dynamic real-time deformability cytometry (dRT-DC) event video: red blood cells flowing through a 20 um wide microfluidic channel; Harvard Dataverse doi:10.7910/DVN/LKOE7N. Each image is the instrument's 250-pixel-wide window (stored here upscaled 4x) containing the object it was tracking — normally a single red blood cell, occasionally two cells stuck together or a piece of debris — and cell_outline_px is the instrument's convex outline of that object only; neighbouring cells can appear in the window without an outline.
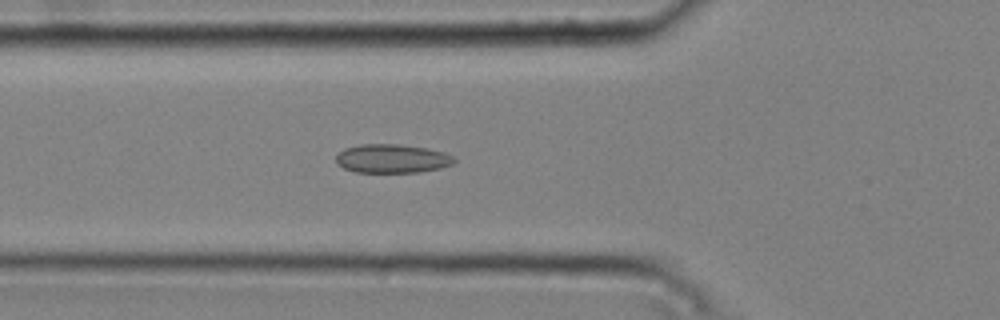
{"species": "common noctule bat (a hibernating species)", "species_latin": "Nyctalus noctula", "temperature_condition": "cold", "stored_images_in_passage": 47, "camera_frame_rate_fps": 3000, "um_per_image_px": 0.085, "animal": {"sex": "male", "body_mass_g": 20.4}, "frame": {"image": 1, "passage_image": 15, "time_ms": 4.667, "image_size_px": [1000, 320], "cell_outline_px": [[456, 160], [452, 164], [440, 168], [420, 172], [356, 172], [344, 168], [336, 164], [336, 156], [344, 148], [360, 144], [400, 144], [428, 148], [444, 152], [452, 156]], "centroid_in_image_um": [33.32, 13.47], "position_along_channel_um": 92.5, "area_um2": 19.88}}
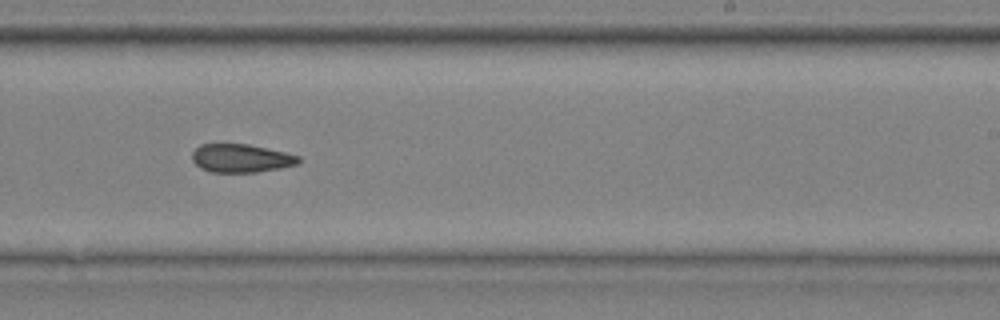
{"frame": {"image": 2, "passage_image": 29, "time_ms": 9.333, "image_size_px": [1000, 320], "cell_outline_px": [[300, 164], [280, 168], [256, 172], [212, 172], [200, 168], [192, 160], [192, 152], [200, 144], [248, 144], [284, 152], [300, 156]], "centroid_in_image_um": [20.49, 13.45], "position_along_channel_um": 268.5, "area_um2": 17.57}}
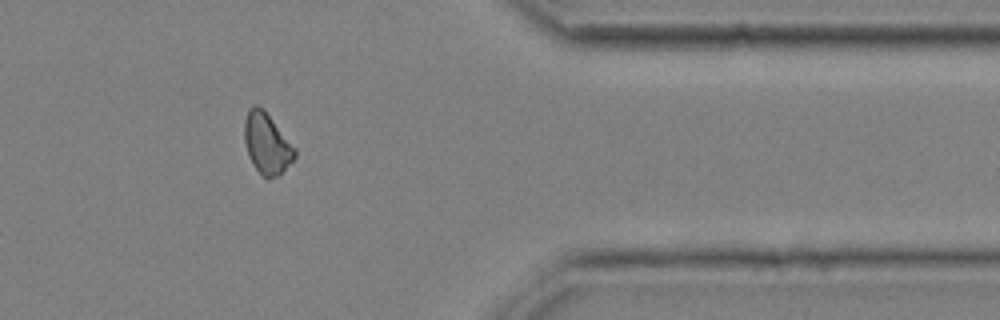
{"frame": {"image": 3, "passage_image": 40, "time_ms": 13.0, "image_size_px": [1000, 320], "cell_outline_px": [[296, 156], [276, 176], [268, 180], [252, 164], [248, 156], [244, 140], [244, 120], [248, 108], [256, 104], [264, 108], [296, 148]], "centroid_in_image_um": [22.66, 12.14], "position_along_channel_um": 388.7, "area_um2": 17.92}, "authors_computed_cell_mechanics": {"area_um2": 18.4382, "velocity_mm_per_s": 3.7717, "shape_relaxation_time_tau1_ms": null, "shape_relaxation_time_tau2_ms": 4.277, "deformation_change_tau1": null, "deformation_change_tau2": 0.0885}}